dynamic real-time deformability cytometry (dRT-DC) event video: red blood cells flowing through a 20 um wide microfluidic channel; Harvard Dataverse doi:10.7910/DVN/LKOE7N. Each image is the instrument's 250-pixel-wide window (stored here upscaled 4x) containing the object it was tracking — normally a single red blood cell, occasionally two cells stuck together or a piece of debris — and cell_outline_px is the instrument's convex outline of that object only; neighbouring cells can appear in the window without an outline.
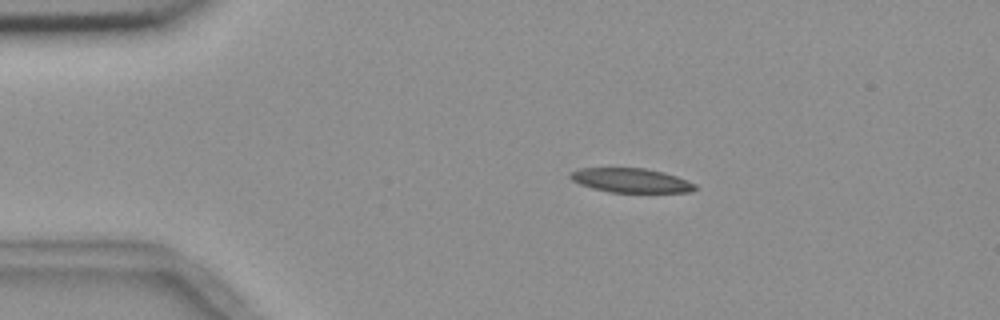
{"species": "common noctule bat (a hibernating species)", "species_latin": "Nyctalus noctula", "temperature_condition": "room temperature", "stored_images_in_passage": 10, "camera_frame_rate_fps": 3000, "um_per_image_px": 0.085, "animal": {"sex": "female", "body_mass_g": 18.4}, "frame": {"image": 1, "passage_image": 2, "time_ms": 1.333, "image_size_px": [1000, 320], "cell_outline_px": [[696, 188], [688, 192], [612, 192], [592, 188], [580, 184], [572, 180], [568, 176], [568, 172], [580, 168], [644, 168], [664, 172], [676, 176], [696, 184]], "centroid_in_image_um": [53.58, 15.32], "position_along_channel_um": 31.4, "area_um2": 17.57}}
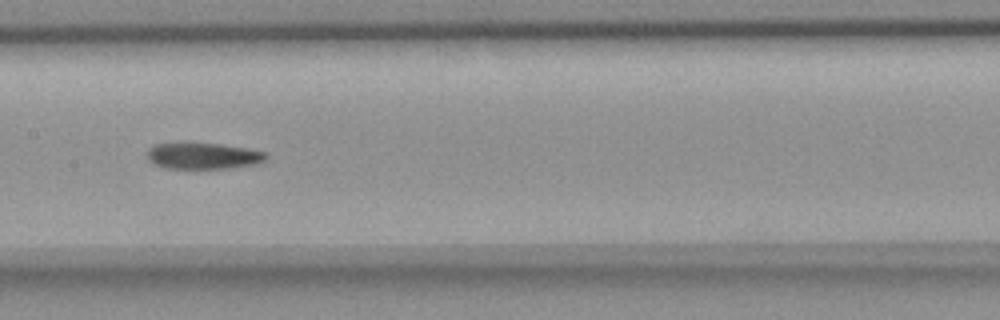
{"frame": {"image": 2, "passage_image": 7, "time_ms": 7.0, "image_size_px": [1000, 320], "cell_outline_px": [[268, 156], [264, 160], [256, 164], [228, 168], [164, 168], [148, 160], [148, 148], [156, 144], [220, 144], [248, 148], [264, 152]], "centroid_in_image_um": [17.29, 13.26], "position_along_channel_um": 190.1, "area_um2": 17.8}}
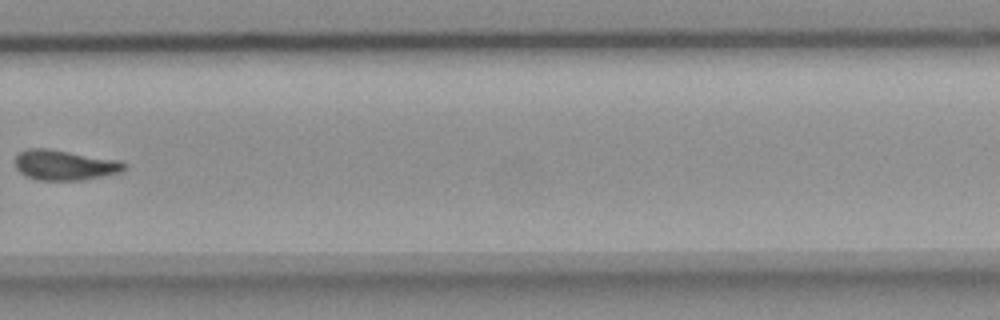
{"frame": {"image": 3, "passage_image": 10, "time_ms": 10.667, "image_size_px": [1000, 320], "cell_outline_px": [[124, 168], [120, 172], [80, 180], [36, 180], [24, 176], [16, 168], [16, 156], [20, 152], [28, 148], [48, 148], [120, 160], [124, 164]], "centroid_in_image_um": [5.44, 14.02], "position_along_channel_um": 324.4, "area_um2": 19.07}}